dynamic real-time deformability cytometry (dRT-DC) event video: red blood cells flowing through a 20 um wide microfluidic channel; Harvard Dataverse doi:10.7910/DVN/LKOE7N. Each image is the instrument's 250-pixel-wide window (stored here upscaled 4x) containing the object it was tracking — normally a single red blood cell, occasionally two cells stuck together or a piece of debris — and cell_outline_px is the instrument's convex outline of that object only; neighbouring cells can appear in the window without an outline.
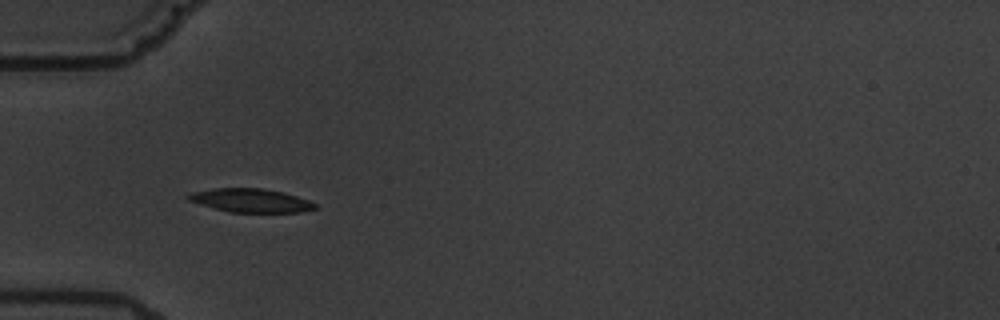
{"species": "common noctule bat (a hibernating species)", "species_latin": "Nyctalus noctula", "temperature_condition": "warm", "stored_images_in_passage": 7, "camera_frame_rate_fps": 3000, "um_per_image_px": 0.085, "animal": {"sex": "male", "body_mass_g": 19.5, "forearm_length_mm": 54.6}, "frame": {"image": 1, "passage_image": 6, "time_ms": 6.0, "image_size_px": [1000, 320], "cell_outline_px": [[316, 208], [300, 212], [232, 212], [216, 208], [188, 200], [184, 196], [192, 192], [216, 188], [260, 188], [280, 192], [296, 196], [308, 200], [316, 204]], "centroid_in_image_um": [21.3, 17.03], "position_along_channel_um": 63.7, "area_um2": 17.05}}
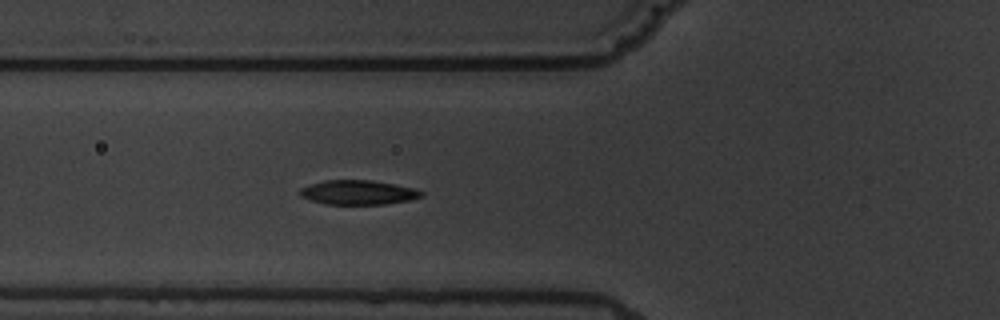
{"frame": {"image": 2, "passage_image": 7, "time_ms": 7.0, "image_size_px": [1000, 320], "cell_outline_px": [[424, 196], [408, 200], [384, 204], [324, 204], [300, 196], [296, 192], [300, 188], [324, 180], [372, 180], [416, 188], [424, 192]], "centroid_in_image_um": [30.44, 16.35], "position_along_channel_um": 95.4, "area_um2": 17.34}}